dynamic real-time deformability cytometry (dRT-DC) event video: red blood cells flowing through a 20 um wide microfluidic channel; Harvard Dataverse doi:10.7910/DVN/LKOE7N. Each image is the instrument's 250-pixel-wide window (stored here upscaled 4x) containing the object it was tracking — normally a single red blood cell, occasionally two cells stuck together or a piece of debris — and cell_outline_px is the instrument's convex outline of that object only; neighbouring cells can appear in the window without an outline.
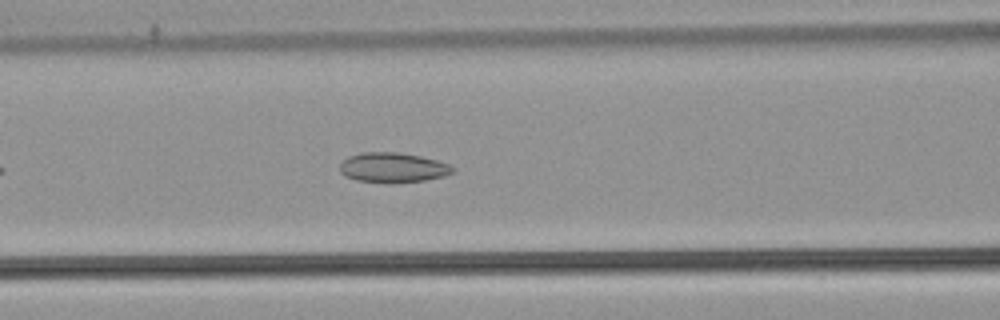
{"species": "common noctule bat (a hibernating species)", "species_latin": "Nyctalus noctula", "temperature_condition": "warm", "stored_images_in_passage": 40, "camera_frame_rate_fps": 3000, "um_per_image_px": 0.085, "animal": {"sex": "male", "body_mass_g": 21.5, "forearm_length_mm": 52.0}, "frame": {"image": 1, "passage_image": 10, "time_ms": 3.0, "image_size_px": [1000, 320], "cell_outline_px": [[456, 168], [452, 172], [444, 176], [424, 180], [392, 184], [388, 184], [356, 180], [344, 176], [340, 172], [340, 164], [348, 156], [360, 152], [400, 152], [420, 156], [436, 160], [448, 164]], "centroid_in_image_um": [33.36, 14.25], "position_along_channel_um": 133.2, "area_um2": 19.94}}
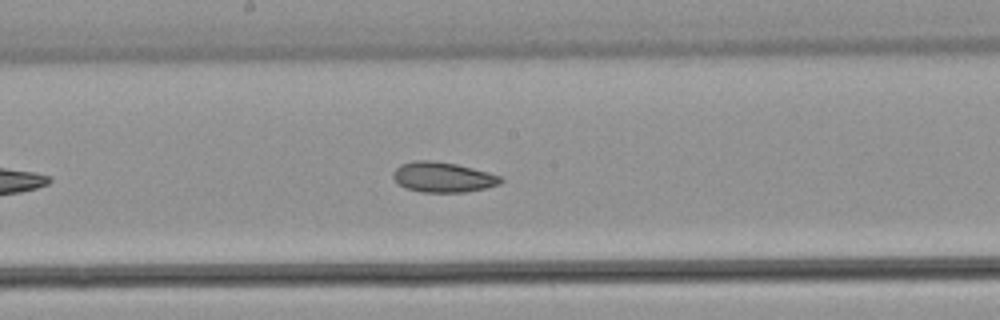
{"frame": {"image": 2, "passage_image": 16, "time_ms": 5.0, "image_size_px": [1000, 320], "cell_outline_px": [[504, 180], [500, 184], [484, 188], [464, 192], [420, 192], [404, 188], [396, 184], [392, 176], [392, 172], [400, 164], [416, 160], [428, 160], [456, 164], [504, 176]], "centroid_in_image_um": [37.62, 15.06], "position_along_channel_um": 210.6, "area_um2": 19.13}}
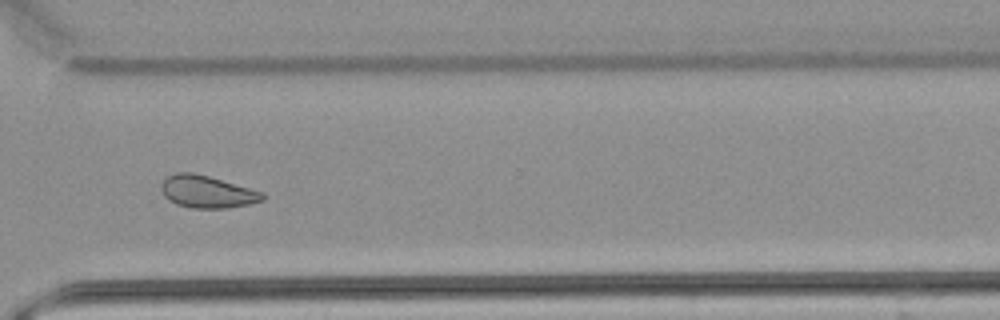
{"frame": {"image": 3, "passage_image": 27, "time_ms": 8.667, "image_size_px": [1000, 320], "cell_outline_px": [[268, 196], [264, 200], [248, 204], [228, 208], [192, 208], [176, 204], [168, 200], [164, 196], [160, 188], [160, 184], [168, 176], [176, 172], [192, 172], [208, 176], [264, 192]], "centroid_in_image_um": [17.61, 16.3], "position_along_channel_um": 353.0, "area_um2": 19.19}, "authors_computed_cell_mechanics": {"area_um2": 19.4208, "velocity_mm_per_s": 3.8759, "shape_relaxation_time_tau1_ms": null, "shape_relaxation_time_tau2_ms": 3.9769, "deformation_change_tau1": null, "deformation_change_tau2": 0.09}}